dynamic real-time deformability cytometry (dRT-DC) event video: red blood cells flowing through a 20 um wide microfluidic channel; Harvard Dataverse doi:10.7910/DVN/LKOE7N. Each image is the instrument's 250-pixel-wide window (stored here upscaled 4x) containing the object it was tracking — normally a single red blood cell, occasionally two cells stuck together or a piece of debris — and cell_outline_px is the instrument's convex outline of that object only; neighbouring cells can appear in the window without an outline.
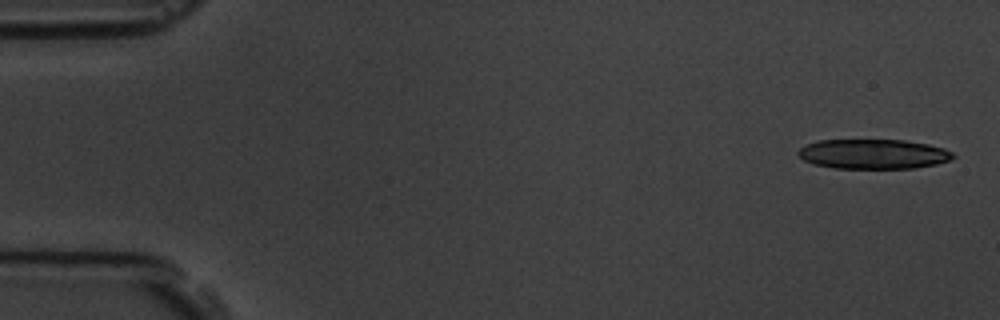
{"species": "common noctule bat (a hibernating species)", "species_latin": "Nyctalus noctula", "temperature_condition": "room temperature", "stored_images_in_passage": 5, "camera_frame_rate_fps": 3000, "um_per_image_px": 0.085, "animal": {"sex": "male", "body_mass_g": 19.5, "forearm_length_mm": 54.6}, "frame": {"image": 1, "passage_image": 1, "time_ms": 0.0, "image_size_px": [1000, 320], "cell_outline_px": [[956, 156], [952, 160], [936, 164], [916, 168], [836, 168], [816, 164], [804, 160], [796, 152], [800, 148], [808, 144], [820, 140], [904, 140], [928, 144], [944, 148], [952, 152]], "centroid_in_image_um": [74.29, 13.09], "position_along_channel_um": 10.7, "area_um2": 26.76}}